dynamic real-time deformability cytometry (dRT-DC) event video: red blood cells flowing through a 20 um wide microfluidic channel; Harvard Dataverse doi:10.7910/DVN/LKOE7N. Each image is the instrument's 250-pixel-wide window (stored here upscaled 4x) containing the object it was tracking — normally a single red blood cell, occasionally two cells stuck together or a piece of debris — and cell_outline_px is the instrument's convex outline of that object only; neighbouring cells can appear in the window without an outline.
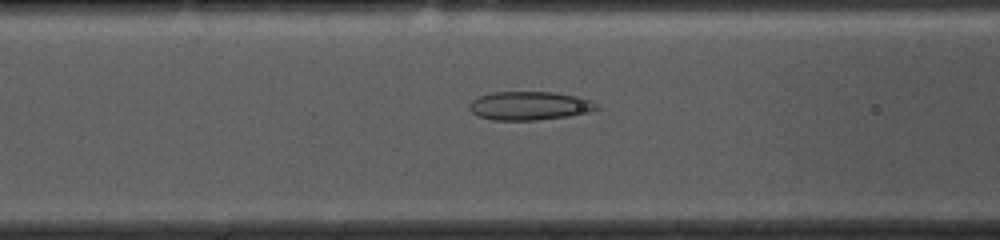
{"species": "common noctule bat (a hibernating species)", "species_latin": "Nyctalus noctula", "temperature_condition": "cold", "stored_images_in_passage": 50, "camera_frame_rate_fps": 3000, "um_per_image_px": 0.085, "animal": {"sex": "female", "body_mass_g": 10.0, "forearm_length_mm": 53.1}, "frame": {"image": 1, "passage_image": 16, "time_ms": 5.0, "image_size_px": [1000, 240], "cell_outline_px": [[600, 108], [588, 112], [568, 116], [536, 120], [492, 120], [480, 116], [472, 112], [468, 108], [468, 104], [472, 100], [480, 96], [492, 92], [552, 92], [580, 96], [592, 100], [600, 104]], "centroid_in_image_um": [45.05, 8.98], "position_along_channel_um": 121.6, "area_um2": 21.39}}
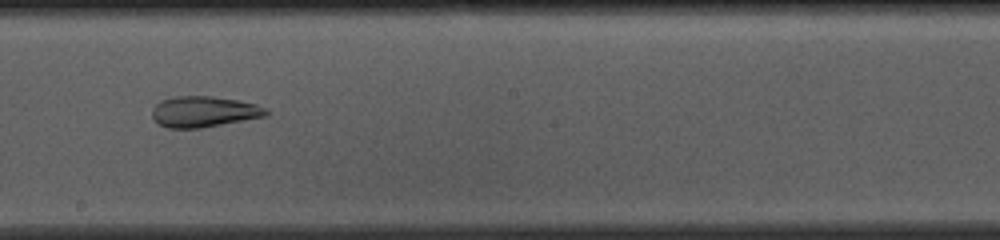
{"frame": {"image": 2, "passage_image": 25, "time_ms": 8.0, "image_size_px": [1000, 240], "cell_outline_px": [[268, 116], [200, 128], [168, 128], [160, 124], [152, 116], [152, 108], [160, 100], [172, 96], [212, 96], [240, 100], [256, 104], [268, 108]], "centroid_in_image_um": [17.35, 9.48], "position_along_channel_um": 230.8, "area_um2": 20.69}}
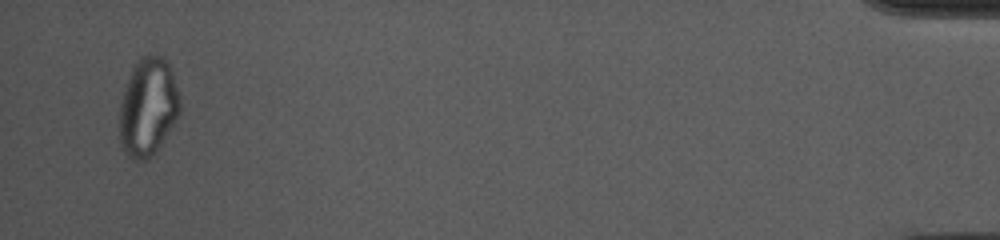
{"frame": {"image": 3, "passage_image": 48, "time_ms": 15.667, "image_size_px": [1000, 240], "cell_outline_px": [[180, 112], [156, 152], [152, 156], [144, 160], [136, 160], [128, 156], [124, 152], [120, 144], [120, 104], [124, 88], [132, 68], [148, 52], [160, 56], [168, 64], [172, 72], [180, 96]], "centroid_in_image_um": [12.58, 9.11], "position_along_channel_um": 422.6, "area_um2": 34.39}, "authors_computed_cell_mechanics": {"area_um2": 25.7499, "velocity_mm_per_s": 3.6506, "shape_relaxation_time_tau1_ms": null, "shape_relaxation_time_tau2_ms": 2.1425, "deformation_change_tau1": null, "deformation_change_tau2": 0.0937}}